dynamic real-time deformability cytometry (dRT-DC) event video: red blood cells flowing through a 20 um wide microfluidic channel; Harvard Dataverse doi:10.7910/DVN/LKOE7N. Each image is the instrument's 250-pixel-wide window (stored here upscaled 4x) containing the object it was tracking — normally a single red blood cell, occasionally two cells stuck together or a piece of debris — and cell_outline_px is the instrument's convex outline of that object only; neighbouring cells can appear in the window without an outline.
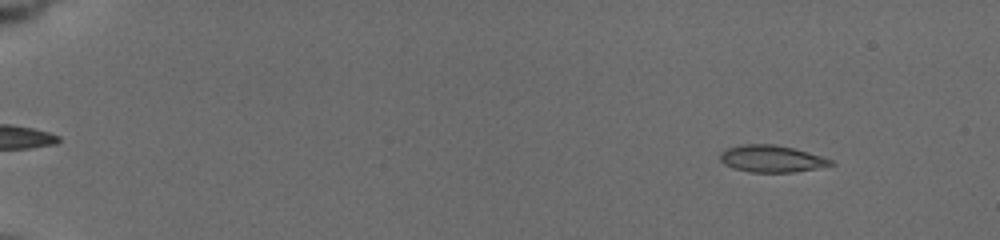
{"species": "common noctule bat (a hibernating species)", "species_latin": "Nyctalus noctula", "temperature_condition": "cold", "stored_images_in_passage": 40, "camera_frame_rate_fps": 3000, "um_per_image_px": 0.085, "animal": {"sex": "female", "body_mass_g": 19.5, "forearm_length_mm": 54.1}, "frame": {"image": 1, "passage_image": 4, "time_ms": 1.667, "image_size_px": [1000, 240], "cell_outline_px": [[836, 164], [816, 168], [792, 172], [748, 172], [732, 168], [724, 164], [720, 160], [720, 152], [724, 148], [744, 144], [772, 144], [792, 148], [808, 152], [832, 160]], "centroid_in_image_um": [65.52, 13.49], "position_along_channel_um": 19.5, "area_um2": 17.34}}
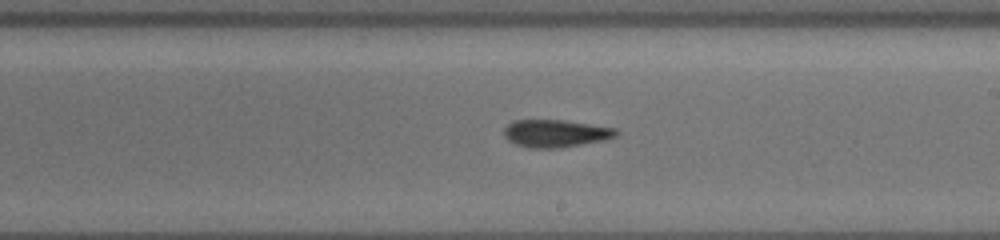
{"frame": {"image": 2, "passage_image": 25, "time_ms": 11.333, "image_size_px": [1000, 240], "cell_outline_px": [[620, 132], [616, 136], [604, 140], [560, 148], [528, 148], [516, 144], [508, 140], [504, 136], [504, 128], [508, 124], [516, 120], [564, 120], [616, 128]], "centroid_in_image_um": [47.23, 11.34], "position_along_channel_um": 241.8, "area_um2": 18.03}}
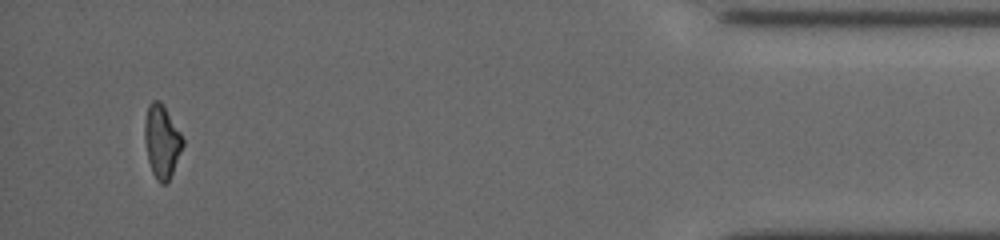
{"frame": {"image": 3, "passage_image": 40, "time_ms": 17.667, "image_size_px": [1000, 240], "cell_outline_px": [[184, 144], [172, 172], [168, 180], [164, 184], [160, 184], [156, 180], [152, 172], [148, 160], [144, 140], [144, 120], [148, 104], [152, 100], [160, 100], [164, 104], [180, 132], [184, 140]], "centroid_in_image_um": [13.73, 11.97], "position_along_channel_um": 421.5, "area_um2": 16.36}, "authors_computed_cell_mechanics": {"area_um2": 17.5423, "velocity_mm_per_s": 3.7557, "shape_relaxation_time_tau1_ms": 3.9077, "shape_relaxation_time_tau2_ms": 2.1726, "deformation_change_tau1": 0.1315, "deformation_change_tau2": 0.0922}}